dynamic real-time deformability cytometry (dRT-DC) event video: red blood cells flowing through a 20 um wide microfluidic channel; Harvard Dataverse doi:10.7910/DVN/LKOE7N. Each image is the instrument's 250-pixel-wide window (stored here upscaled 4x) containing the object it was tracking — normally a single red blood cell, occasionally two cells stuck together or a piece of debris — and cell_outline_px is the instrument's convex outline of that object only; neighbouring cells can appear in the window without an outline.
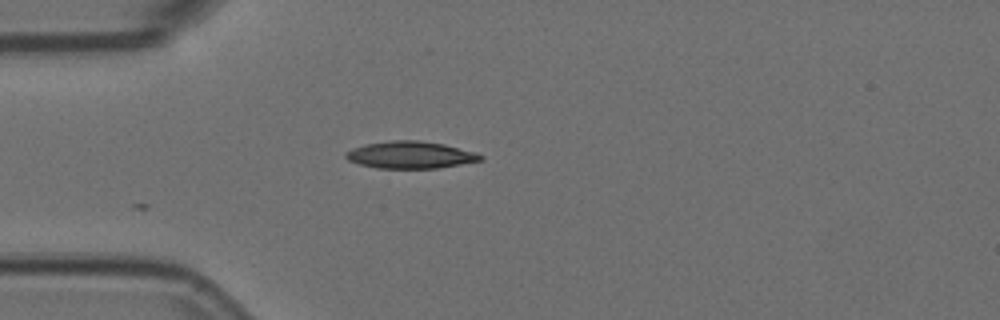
{"species": "Egyptian fruit bat (a non-hibernating species)", "species_latin": "Rousettus aegyptiacus", "temperature_condition": "room temperature", "stored_images_in_passage": 12, "camera_frame_rate_fps": 3000, "um_per_image_px": 0.085, "animal": {"sex": "female"}, "frame": {"image": 1, "passage_image": 1, "time_ms": 0.0, "image_size_px": [1000, 320], "cell_outline_px": [[484, 156], [480, 160], [440, 168], [376, 168], [360, 164], [348, 160], [344, 156], [344, 152], [352, 148], [364, 144], [392, 140], [420, 140], [444, 144], [476, 152]], "centroid_in_image_um": [34.85, 13.16], "position_along_channel_um": 50.1, "area_um2": 21.33}}
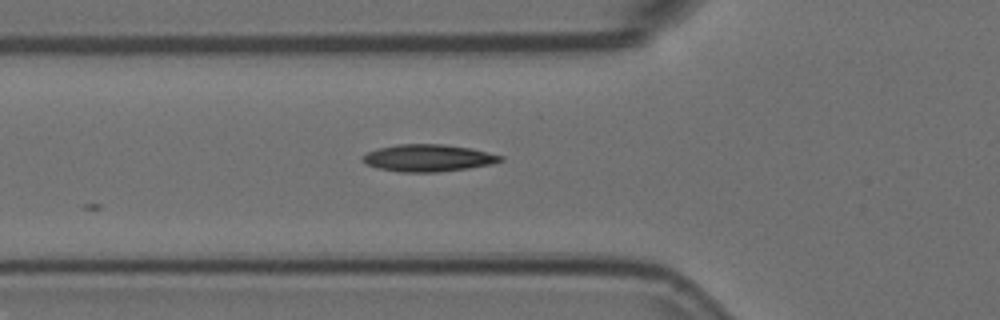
{"frame": {"image": 2, "passage_image": 5, "time_ms": 1.333, "image_size_px": [1000, 320], "cell_outline_px": [[504, 160], [492, 164], [468, 168], [436, 172], [400, 172], [376, 168], [364, 164], [360, 160], [360, 156], [376, 148], [396, 144], [444, 144], [472, 148], [504, 156]], "centroid_in_image_um": [36.35, 13.42], "position_along_channel_um": 89.5, "area_um2": 22.14}}
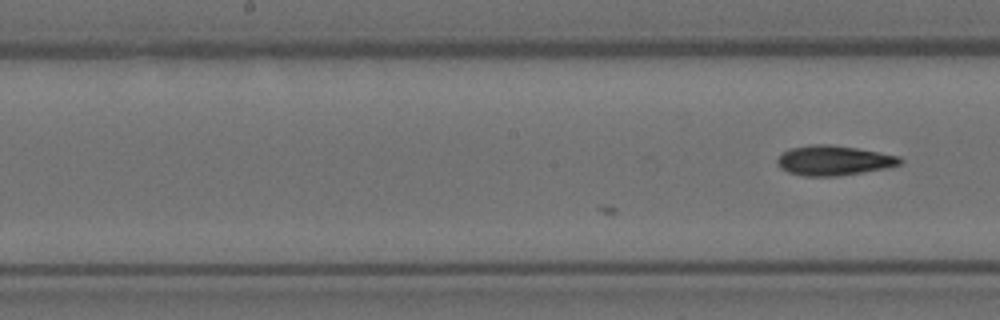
{"frame": {"image": 3, "passage_image": 12, "time_ms": 3.667, "image_size_px": [1000, 320], "cell_outline_px": [[904, 160], [900, 164], [888, 168], [836, 176], [804, 176], [788, 172], [780, 168], [776, 160], [784, 152], [792, 148], [812, 144], [828, 144], [856, 148], [880, 152], [900, 156]], "centroid_in_image_um": [70.9, 13.64], "position_along_channel_um": 177.3, "area_um2": 21.27}}